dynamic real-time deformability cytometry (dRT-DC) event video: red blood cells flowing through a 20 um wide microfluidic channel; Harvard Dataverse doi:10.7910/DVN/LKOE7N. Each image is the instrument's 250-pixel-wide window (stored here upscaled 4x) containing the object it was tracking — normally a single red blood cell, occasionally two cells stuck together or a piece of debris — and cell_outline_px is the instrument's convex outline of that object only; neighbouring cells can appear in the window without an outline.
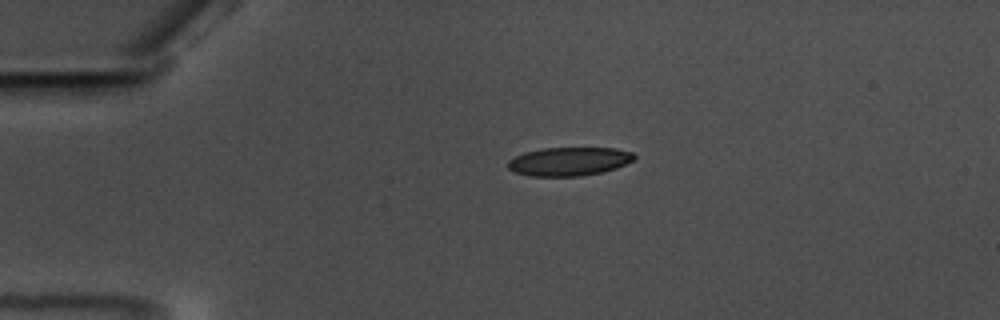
{"species": "common noctule bat (a hibernating species)", "species_latin": "Nyctalus noctula", "temperature_condition": "warm", "stored_images_in_passage": 59, "camera_frame_rate_fps": 3000, "um_per_image_px": 0.085, "animal": {"sex": "male", "body_mass_g": 17.5, "forearm_length_mm": 52.3}, "frame": {"image": 1, "passage_image": 14, "time_ms": 4.333, "image_size_px": [1000, 320], "cell_outline_px": [[636, 156], [632, 160], [616, 168], [600, 172], [580, 176], [528, 176], [516, 172], [508, 168], [508, 160], [524, 152], [544, 148], [616, 148], [632, 152]], "centroid_in_image_um": [48.35, 13.72], "position_along_channel_um": 36.6, "area_um2": 20.87}}
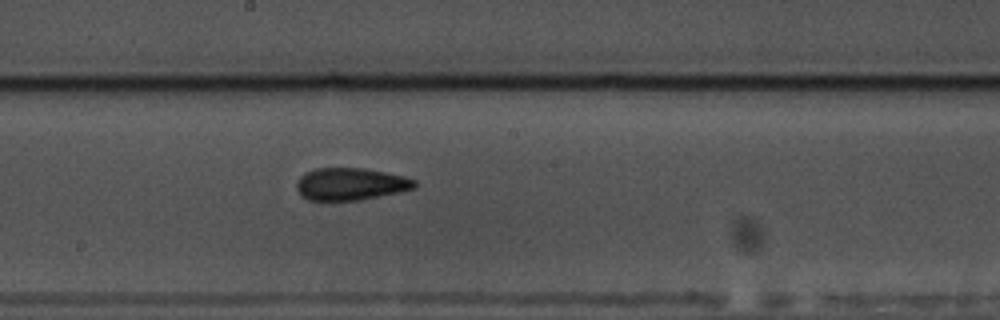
{"frame": {"image": 2, "passage_image": 33, "time_ms": 10.667, "image_size_px": [1000, 320], "cell_outline_px": [[416, 188], [400, 192], [360, 200], [308, 200], [300, 196], [296, 188], [296, 184], [300, 176], [304, 172], [316, 168], [364, 168], [404, 176], [416, 180]], "centroid_in_image_um": [29.78, 15.64], "position_along_channel_um": 218.4, "area_um2": 22.37}}
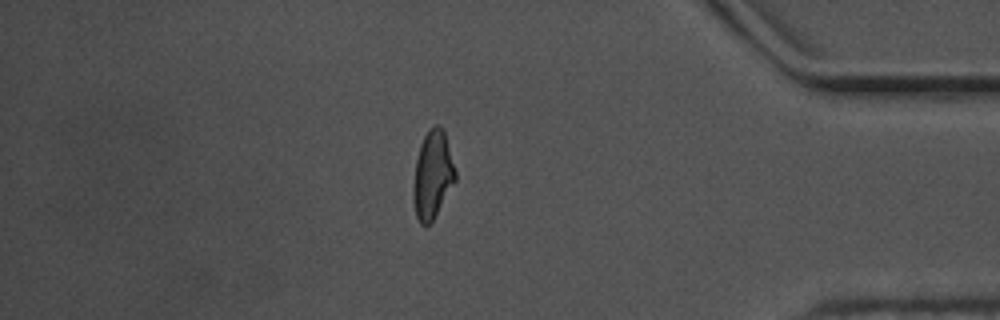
{"frame": {"image": 3, "passage_image": 51, "time_ms": 16.667, "image_size_px": [1000, 320], "cell_outline_px": [[456, 180], [432, 220], [428, 224], [420, 224], [416, 216], [412, 200], [412, 184], [416, 160], [420, 144], [424, 136], [432, 124], [440, 124], [444, 128], [456, 172]], "centroid_in_image_um": [36.75, 14.81], "position_along_channel_um": 398.4, "area_um2": 21.68}, "authors_computed_cell_mechanics": {"area_um2": 21.675, "velocity_mm_per_s": 3.5215, "shape_relaxation_time_tau1_ms": 6.2533, "shape_relaxation_time_tau2_ms": 1.8919, "deformation_change_tau1": 0.1758, "deformation_change_tau2": 0.0936}}